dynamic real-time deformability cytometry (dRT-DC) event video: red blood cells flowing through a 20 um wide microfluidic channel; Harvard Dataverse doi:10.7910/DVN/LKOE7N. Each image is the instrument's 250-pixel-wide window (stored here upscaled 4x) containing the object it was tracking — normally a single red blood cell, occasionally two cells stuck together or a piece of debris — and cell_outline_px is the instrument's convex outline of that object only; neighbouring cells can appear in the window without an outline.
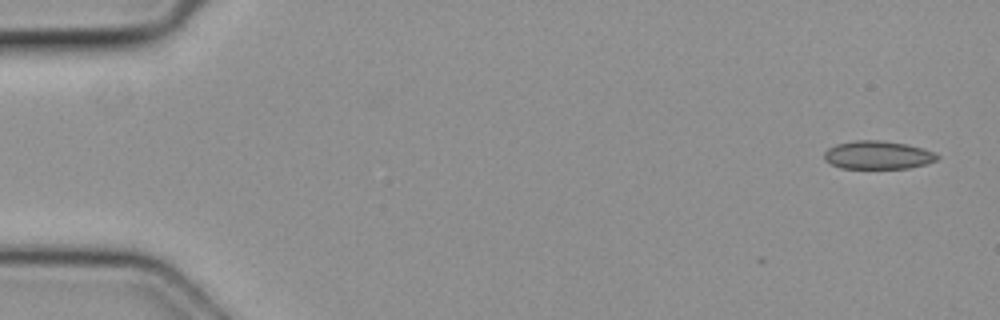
{"species": "common noctule bat (a hibernating species)", "species_latin": "Nyctalus noctula", "temperature_condition": "cold", "stored_images_in_passage": 5, "camera_frame_rate_fps": 3000, "um_per_image_px": 0.085, "animal": {"sex": "female", "body_mass_g": 19.3, "forearm_length_mm": 54.1}, "frame": {"image": 1, "passage_image": 1, "time_ms": 0.0, "image_size_px": [1000, 320], "cell_outline_px": [[940, 156], [936, 160], [928, 164], [908, 168], [840, 168], [824, 160], [824, 152], [828, 148], [836, 144], [856, 140], [880, 140], [904, 144], [924, 148]], "centroid_in_image_um": [74.6, 13.18], "position_along_channel_um": 10.4, "area_um2": 18.55}}
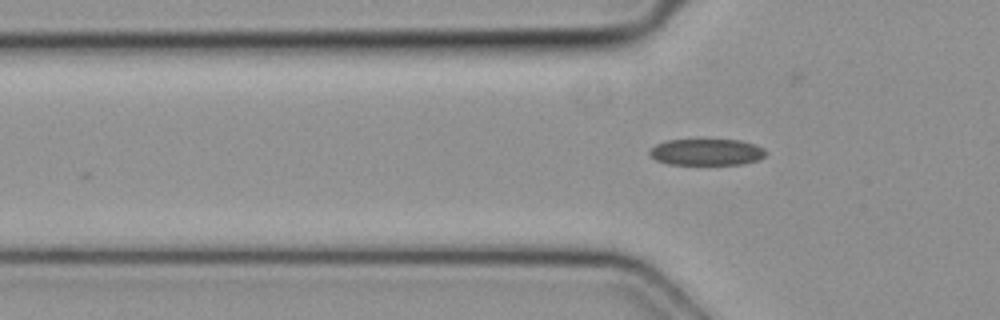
{"frame": {"image": 2, "passage_image": 5, "time_ms": 1.333, "image_size_px": [1000, 320], "cell_outline_px": [[768, 152], [760, 160], [740, 164], [668, 164], [656, 160], [648, 156], [648, 152], [656, 144], [668, 140], [740, 140], [756, 144], [764, 148]], "centroid_in_image_um": [60.08, 12.93], "position_along_channel_um": 65.7, "area_um2": 18.03}}